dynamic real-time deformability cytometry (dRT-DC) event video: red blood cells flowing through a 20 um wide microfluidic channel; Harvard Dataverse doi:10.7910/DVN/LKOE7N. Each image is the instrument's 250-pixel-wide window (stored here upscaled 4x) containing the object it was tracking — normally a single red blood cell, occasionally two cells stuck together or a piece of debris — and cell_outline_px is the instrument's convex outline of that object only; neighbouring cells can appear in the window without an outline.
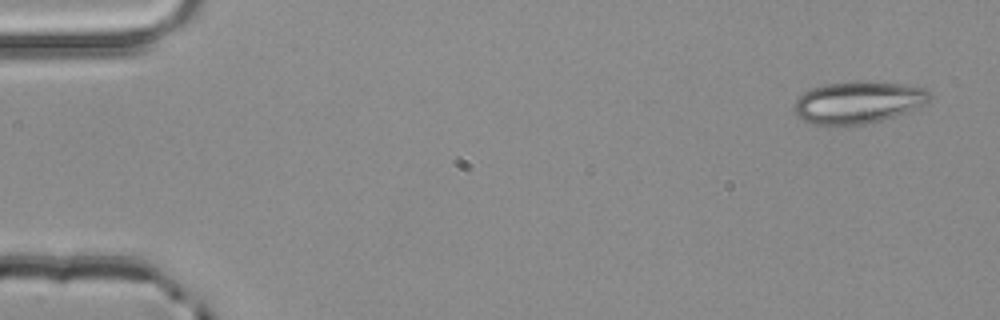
{"species": "common noctule bat (a hibernating species)", "species_latin": "Nyctalus noctula", "temperature_condition": "room temperature", "stored_images_in_passage": 3, "camera_frame_rate_fps": 3000, "um_per_image_px": 0.085, "animal": {"sex": "male", "body_mass_g": 20.4}, "frame": {"image": 1, "passage_image": 3, "time_ms": 0.667, "image_size_px": [1000, 320], "cell_outline_px": [[932, 96], [924, 104], [908, 112], [896, 116], [864, 124], [812, 124], [796, 116], [792, 108], [792, 104], [804, 92], [812, 88], [824, 84], [852, 80], [872, 80], [904, 84], [924, 88]], "centroid_in_image_um": [72.92, 8.67], "position_along_channel_um": 12.1, "area_um2": 33.58}}